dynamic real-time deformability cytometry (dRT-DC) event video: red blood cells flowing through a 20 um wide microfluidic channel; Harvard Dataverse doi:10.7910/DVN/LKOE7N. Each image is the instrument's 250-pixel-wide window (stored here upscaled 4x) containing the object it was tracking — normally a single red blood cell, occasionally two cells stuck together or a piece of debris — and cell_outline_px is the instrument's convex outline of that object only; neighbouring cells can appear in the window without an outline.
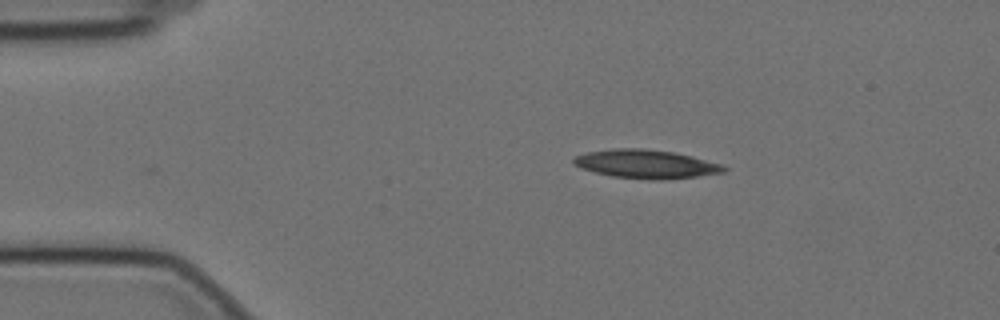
{"species": "Egyptian fruit bat (a non-hibernating species)", "species_latin": "Rousettus aegyptiacus", "temperature_condition": "cold", "stored_images_in_passage": 36, "camera_frame_rate_fps": 3000, "um_per_image_px": 0.085, "animal": {"sex": "female"}, "frame": {"image": 1, "passage_image": 1, "time_ms": 0.0, "image_size_px": [1000, 320], "cell_outline_px": [[728, 168], [724, 172], [696, 176], [656, 180], [612, 176], [596, 172], [584, 168], [576, 164], [572, 160], [576, 156], [588, 152], [612, 148], [644, 148], [672, 152], [692, 156], [724, 164]], "centroid_in_image_um": [54.97, 13.93], "position_along_channel_um": 30.0, "area_um2": 24.74}}
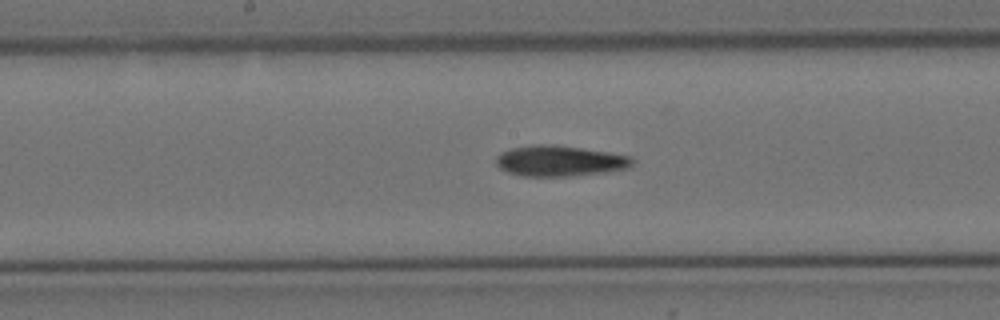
{"frame": {"image": 2, "passage_image": 20, "time_ms": 6.333, "image_size_px": [1000, 320], "cell_outline_px": [[636, 160], [628, 168], [604, 172], [568, 176], [524, 176], [508, 172], [500, 168], [496, 164], [496, 156], [500, 152], [512, 148], [536, 144], [552, 144], [608, 152], [632, 156]], "centroid_in_image_um": [47.58, 13.67], "position_along_channel_um": 200.6, "area_um2": 24.33}}
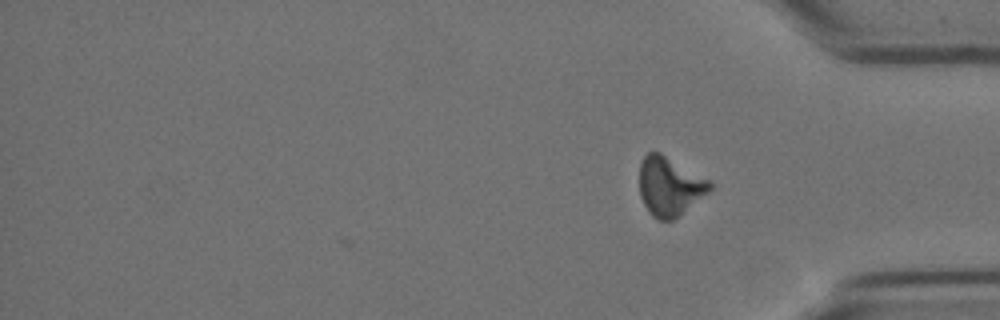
{"frame": {"image": 3, "passage_image": 36, "time_ms": 11.667, "image_size_px": [1000, 320], "cell_outline_px": [[712, 188], [708, 192], [672, 220], [660, 220], [652, 216], [648, 212], [640, 196], [640, 164], [644, 156], [648, 152], [660, 152], [712, 180]], "centroid_in_image_um": [56.92, 15.81], "position_along_channel_um": 378.3, "area_um2": 24.1}, "authors_computed_cell_mechanics": {"area_um2": 24.2182, "velocity_mm_per_s": 3.4703, "shape_relaxation_time_tau1_ms": null, "shape_relaxation_time_tau2_ms": 9.9694, "deformation_change_tau1": null, "deformation_change_tau2": 0.22}}